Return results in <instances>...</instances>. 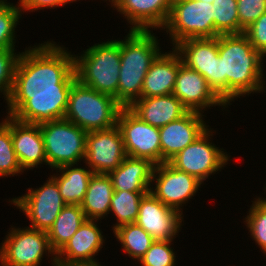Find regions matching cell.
<instances>
[{
    "label": "cell",
    "instance_id": "12",
    "mask_svg": "<svg viewBox=\"0 0 266 266\" xmlns=\"http://www.w3.org/2000/svg\"><path fill=\"white\" fill-rule=\"evenodd\" d=\"M127 156L118 126L87 133L85 164L95 174H109Z\"/></svg>",
    "mask_w": 266,
    "mask_h": 266
},
{
    "label": "cell",
    "instance_id": "25",
    "mask_svg": "<svg viewBox=\"0 0 266 266\" xmlns=\"http://www.w3.org/2000/svg\"><path fill=\"white\" fill-rule=\"evenodd\" d=\"M74 165H63L56 168L61 176H52L57 182L60 194L66 204L81 205L91 176L94 174L91 169L72 168Z\"/></svg>",
    "mask_w": 266,
    "mask_h": 266
},
{
    "label": "cell",
    "instance_id": "21",
    "mask_svg": "<svg viewBox=\"0 0 266 266\" xmlns=\"http://www.w3.org/2000/svg\"><path fill=\"white\" fill-rule=\"evenodd\" d=\"M161 53L147 71L143 80L141 97H157L173 93L179 67L183 64L180 55Z\"/></svg>",
    "mask_w": 266,
    "mask_h": 266
},
{
    "label": "cell",
    "instance_id": "13",
    "mask_svg": "<svg viewBox=\"0 0 266 266\" xmlns=\"http://www.w3.org/2000/svg\"><path fill=\"white\" fill-rule=\"evenodd\" d=\"M154 179L156 186L155 189L151 188L150 192L164 205L180 213H182L180 206L193 197L202 184L194 176L177 170L168 162L154 167L153 182Z\"/></svg>",
    "mask_w": 266,
    "mask_h": 266
},
{
    "label": "cell",
    "instance_id": "39",
    "mask_svg": "<svg viewBox=\"0 0 266 266\" xmlns=\"http://www.w3.org/2000/svg\"><path fill=\"white\" fill-rule=\"evenodd\" d=\"M57 266H101L99 263L95 261L91 262H76V263H68V264H57Z\"/></svg>",
    "mask_w": 266,
    "mask_h": 266
},
{
    "label": "cell",
    "instance_id": "5",
    "mask_svg": "<svg viewBox=\"0 0 266 266\" xmlns=\"http://www.w3.org/2000/svg\"><path fill=\"white\" fill-rule=\"evenodd\" d=\"M122 108L111 95L91 89L76 79L69 92L64 118L87 132L106 130L117 125Z\"/></svg>",
    "mask_w": 266,
    "mask_h": 266
},
{
    "label": "cell",
    "instance_id": "14",
    "mask_svg": "<svg viewBox=\"0 0 266 266\" xmlns=\"http://www.w3.org/2000/svg\"><path fill=\"white\" fill-rule=\"evenodd\" d=\"M182 219V213L164 205L149 191L141 198L135 223L155 240H173Z\"/></svg>",
    "mask_w": 266,
    "mask_h": 266
},
{
    "label": "cell",
    "instance_id": "33",
    "mask_svg": "<svg viewBox=\"0 0 266 266\" xmlns=\"http://www.w3.org/2000/svg\"><path fill=\"white\" fill-rule=\"evenodd\" d=\"M14 49H0V92H3L6 102L12 92L15 68L20 56V53H14Z\"/></svg>",
    "mask_w": 266,
    "mask_h": 266
},
{
    "label": "cell",
    "instance_id": "38",
    "mask_svg": "<svg viewBox=\"0 0 266 266\" xmlns=\"http://www.w3.org/2000/svg\"><path fill=\"white\" fill-rule=\"evenodd\" d=\"M212 89L223 100V76L221 68V57L219 56L213 59Z\"/></svg>",
    "mask_w": 266,
    "mask_h": 266
},
{
    "label": "cell",
    "instance_id": "16",
    "mask_svg": "<svg viewBox=\"0 0 266 266\" xmlns=\"http://www.w3.org/2000/svg\"><path fill=\"white\" fill-rule=\"evenodd\" d=\"M202 116L199 112L188 111L179 119L159 128L162 163L168 162L207 129Z\"/></svg>",
    "mask_w": 266,
    "mask_h": 266
},
{
    "label": "cell",
    "instance_id": "10",
    "mask_svg": "<svg viewBox=\"0 0 266 266\" xmlns=\"http://www.w3.org/2000/svg\"><path fill=\"white\" fill-rule=\"evenodd\" d=\"M55 254L45 231L12 228L0 247L2 266H39L43 253Z\"/></svg>",
    "mask_w": 266,
    "mask_h": 266
},
{
    "label": "cell",
    "instance_id": "6",
    "mask_svg": "<svg viewBox=\"0 0 266 266\" xmlns=\"http://www.w3.org/2000/svg\"><path fill=\"white\" fill-rule=\"evenodd\" d=\"M40 130L51 168L75 165L85 159L87 131L65 118L42 123Z\"/></svg>",
    "mask_w": 266,
    "mask_h": 266
},
{
    "label": "cell",
    "instance_id": "42",
    "mask_svg": "<svg viewBox=\"0 0 266 266\" xmlns=\"http://www.w3.org/2000/svg\"><path fill=\"white\" fill-rule=\"evenodd\" d=\"M66 3H69V2H74V1H77V0H64Z\"/></svg>",
    "mask_w": 266,
    "mask_h": 266
},
{
    "label": "cell",
    "instance_id": "40",
    "mask_svg": "<svg viewBox=\"0 0 266 266\" xmlns=\"http://www.w3.org/2000/svg\"><path fill=\"white\" fill-rule=\"evenodd\" d=\"M9 3L5 2V0H0V7H3Z\"/></svg>",
    "mask_w": 266,
    "mask_h": 266
},
{
    "label": "cell",
    "instance_id": "26",
    "mask_svg": "<svg viewBox=\"0 0 266 266\" xmlns=\"http://www.w3.org/2000/svg\"><path fill=\"white\" fill-rule=\"evenodd\" d=\"M81 205L66 204L47 231L49 243L55 255L65 246L86 220Z\"/></svg>",
    "mask_w": 266,
    "mask_h": 266
},
{
    "label": "cell",
    "instance_id": "43",
    "mask_svg": "<svg viewBox=\"0 0 266 266\" xmlns=\"http://www.w3.org/2000/svg\"><path fill=\"white\" fill-rule=\"evenodd\" d=\"M4 123H5V120H4L2 123H0V127H1L2 125H4Z\"/></svg>",
    "mask_w": 266,
    "mask_h": 266
},
{
    "label": "cell",
    "instance_id": "2",
    "mask_svg": "<svg viewBox=\"0 0 266 266\" xmlns=\"http://www.w3.org/2000/svg\"><path fill=\"white\" fill-rule=\"evenodd\" d=\"M218 53L223 76V101L226 104L229 105L236 97L265 89L264 57L254 49L244 33L219 35Z\"/></svg>",
    "mask_w": 266,
    "mask_h": 266
},
{
    "label": "cell",
    "instance_id": "8",
    "mask_svg": "<svg viewBox=\"0 0 266 266\" xmlns=\"http://www.w3.org/2000/svg\"><path fill=\"white\" fill-rule=\"evenodd\" d=\"M117 126L121 132L127 156L147 159L155 166L162 163L158 127L142 121L128 107L121 109Z\"/></svg>",
    "mask_w": 266,
    "mask_h": 266
},
{
    "label": "cell",
    "instance_id": "20",
    "mask_svg": "<svg viewBox=\"0 0 266 266\" xmlns=\"http://www.w3.org/2000/svg\"><path fill=\"white\" fill-rule=\"evenodd\" d=\"M128 108L142 121L158 128L179 119L189 111L173 94L141 97Z\"/></svg>",
    "mask_w": 266,
    "mask_h": 266
},
{
    "label": "cell",
    "instance_id": "35",
    "mask_svg": "<svg viewBox=\"0 0 266 266\" xmlns=\"http://www.w3.org/2000/svg\"><path fill=\"white\" fill-rule=\"evenodd\" d=\"M240 33L266 12V0H237Z\"/></svg>",
    "mask_w": 266,
    "mask_h": 266
},
{
    "label": "cell",
    "instance_id": "15",
    "mask_svg": "<svg viewBox=\"0 0 266 266\" xmlns=\"http://www.w3.org/2000/svg\"><path fill=\"white\" fill-rule=\"evenodd\" d=\"M172 94L189 111L200 113L206 107L213 105L226 107L227 105L199 72L188 68L184 64L179 67Z\"/></svg>",
    "mask_w": 266,
    "mask_h": 266
},
{
    "label": "cell",
    "instance_id": "27",
    "mask_svg": "<svg viewBox=\"0 0 266 266\" xmlns=\"http://www.w3.org/2000/svg\"><path fill=\"white\" fill-rule=\"evenodd\" d=\"M113 232L118 241L121 242L123 251L132 259H137L138 261L155 241L151 235L136 223L124 224Z\"/></svg>",
    "mask_w": 266,
    "mask_h": 266
},
{
    "label": "cell",
    "instance_id": "17",
    "mask_svg": "<svg viewBox=\"0 0 266 266\" xmlns=\"http://www.w3.org/2000/svg\"><path fill=\"white\" fill-rule=\"evenodd\" d=\"M112 5L133 25L131 30L163 28L173 0H111Z\"/></svg>",
    "mask_w": 266,
    "mask_h": 266
},
{
    "label": "cell",
    "instance_id": "22",
    "mask_svg": "<svg viewBox=\"0 0 266 266\" xmlns=\"http://www.w3.org/2000/svg\"><path fill=\"white\" fill-rule=\"evenodd\" d=\"M173 48L180 55L182 63L199 72L212 88L213 59L219 56L218 37L186 39Z\"/></svg>",
    "mask_w": 266,
    "mask_h": 266
},
{
    "label": "cell",
    "instance_id": "36",
    "mask_svg": "<svg viewBox=\"0 0 266 266\" xmlns=\"http://www.w3.org/2000/svg\"><path fill=\"white\" fill-rule=\"evenodd\" d=\"M248 40L263 57L266 56V12L244 30Z\"/></svg>",
    "mask_w": 266,
    "mask_h": 266
},
{
    "label": "cell",
    "instance_id": "24",
    "mask_svg": "<svg viewBox=\"0 0 266 266\" xmlns=\"http://www.w3.org/2000/svg\"><path fill=\"white\" fill-rule=\"evenodd\" d=\"M113 184L108 174H93L81 208L87 219L98 220L110 213Z\"/></svg>",
    "mask_w": 266,
    "mask_h": 266
},
{
    "label": "cell",
    "instance_id": "32",
    "mask_svg": "<svg viewBox=\"0 0 266 266\" xmlns=\"http://www.w3.org/2000/svg\"><path fill=\"white\" fill-rule=\"evenodd\" d=\"M21 13L19 5L13 3L0 7V49L14 48V32Z\"/></svg>",
    "mask_w": 266,
    "mask_h": 266
},
{
    "label": "cell",
    "instance_id": "19",
    "mask_svg": "<svg viewBox=\"0 0 266 266\" xmlns=\"http://www.w3.org/2000/svg\"><path fill=\"white\" fill-rule=\"evenodd\" d=\"M11 137L22 170L33 169L43 162L48 164L40 125L23 123L11 116Z\"/></svg>",
    "mask_w": 266,
    "mask_h": 266
},
{
    "label": "cell",
    "instance_id": "23",
    "mask_svg": "<svg viewBox=\"0 0 266 266\" xmlns=\"http://www.w3.org/2000/svg\"><path fill=\"white\" fill-rule=\"evenodd\" d=\"M154 167L147 159L126 156L108 175L114 191L149 192Z\"/></svg>",
    "mask_w": 266,
    "mask_h": 266
},
{
    "label": "cell",
    "instance_id": "37",
    "mask_svg": "<svg viewBox=\"0 0 266 266\" xmlns=\"http://www.w3.org/2000/svg\"><path fill=\"white\" fill-rule=\"evenodd\" d=\"M64 0H19V7L23 10L32 11L42 8H55L65 5Z\"/></svg>",
    "mask_w": 266,
    "mask_h": 266
},
{
    "label": "cell",
    "instance_id": "30",
    "mask_svg": "<svg viewBox=\"0 0 266 266\" xmlns=\"http://www.w3.org/2000/svg\"><path fill=\"white\" fill-rule=\"evenodd\" d=\"M23 172L15 151L11 137V116H7L4 125L0 127V176H14Z\"/></svg>",
    "mask_w": 266,
    "mask_h": 266
},
{
    "label": "cell",
    "instance_id": "28",
    "mask_svg": "<svg viewBox=\"0 0 266 266\" xmlns=\"http://www.w3.org/2000/svg\"><path fill=\"white\" fill-rule=\"evenodd\" d=\"M148 192L114 191L110 211L117 218L113 231L124 224L135 223L138 217L141 198Z\"/></svg>",
    "mask_w": 266,
    "mask_h": 266
},
{
    "label": "cell",
    "instance_id": "3",
    "mask_svg": "<svg viewBox=\"0 0 266 266\" xmlns=\"http://www.w3.org/2000/svg\"><path fill=\"white\" fill-rule=\"evenodd\" d=\"M158 41L151 30H130L120 41V74L117 102L129 107L141 98L143 80L155 59L161 54Z\"/></svg>",
    "mask_w": 266,
    "mask_h": 266
},
{
    "label": "cell",
    "instance_id": "41",
    "mask_svg": "<svg viewBox=\"0 0 266 266\" xmlns=\"http://www.w3.org/2000/svg\"><path fill=\"white\" fill-rule=\"evenodd\" d=\"M200 1L208 2V3H213V0H200Z\"/></svg>",
    "mask_w": 266,
    "mask_h": 266
},
{
    "label": "cell",
    "instance_id": "4",
    "mask_svg": "<svg viewBox=\"0 0 266 266\" xmlns=\"http://www.w3.org/2000/svg\"><path fill=\"white\" fill-rule=\"evenodd\" d=\"M81 56L74 55L76 79L117 101L120 74V40H110L89 47Z\"/></svg>",
    "mask_w": 266,
    "mask_h": 266
},
{
    "label": "cell",
    "instance_id": "34",
    "mask_svg": "<svg viewBox=\"0 0 266 266\" xmlns=\"http://www.w3.org/2000/svg\"><path fill=\"white\" fill-rule=\"evenodd\" d=\"M172 240H155L150 249L139 260L142 266H174L175 254Z\"/></svg>",
    "mask_w": 266,
    "mask_h": 266
},
{
    "label": "cell",
    "instance_id": "29",
    "mask_svg": "<svg viewBox=\"0 0 266 266\" xmlns=\"http://www.w3.org/2000/svg\"><path fill=\"white\" fill-rule=\"evenodd\" d=\"M213 24L220 34H240L237 0H213Z\"/></svg>",
    "mask_w": 266,
    "mask_h": 266
},
{
    "label": "cell",
    "instance_id": "1",
    "mask_svg": "<svg viewBox=\"0 0 266 266\" xmlns=\"http://www.w3.org/2000/svg\"><path fill=\"white\" fill-rule=\"evenodd\" d=\"M20 53L8 104V116L40 125L64 119L76 80L74 56L50 41ZM73 56V57H72Z\"/></svg>",
    "mask_w": 266,
    "mask_h": 266
},
{
    "label": "cell",
    "instance_id": "18",
    "mask_svg": "<svg viewBox=\"0 0 266 266\" xmlns=\"http://www.w3.org/2000/svg\"><path fill=\"white\" fill-rule=\"evenodd\" d=\"M104 243L96 221L86 219L65 246L53 258V266L76 262H91ZM64 256V257H62Z\"/></svg>",
    "mask_w": 266,
    "mask_h": 266
},
{
    "label": "cell",
    "instance_id": "7",
    "mask_svg": "<svg viewBox=\"0 0 266 266\" xmlns=\"http://www.w3.org/2000/svg\"><path fill=\"white\" fill-rule=\"evenodd\" d=\"M212 3L200 0H173L168 20L163 27L173 46L191 38H214L220 34L213 24Z\"/></svg>",
    "mask_w": 266,
    "mask_h": 266
},
{
    "label": "cell",
    "instance_id": "31",
    "mask_svg": "<svg viewBox=\"0 0 266 266\" xmlns=\"http://www.w3.org/2000/svg\"><path fill=\"white\" fill-rule=\"evenodd\" d=\"M245 218L252 238L266 254V200L256 199Z\"/></svg>",
    "mask_w": 266,
    "mask_h": 266
},
{
    "label": "cell",
    "instance_id": "11",
    "mask_svg": "<svg viewBox=\"0 0 266 266\" xmlns=\"http://www.w3.org/2000/svg\"><path fill=\"white\" fill-rule=\"evenodd\" d=\"M43 186L22 197L12 199V203L22 210L31 221V228L47 232L57 216L66 206L60 194L57 182L51 177Z\"/></svg>",
    "mask_w": 266,
    "mask_h": 266
},
{
    "label": "cell",
    "instance_id": "9",
    "mask_svg": "<svg viewBox=\"0 0 266 266\" xmlns=\"http://www.w3.org/2000/svg\"><path fill=\"white\" fill-rule=\"evenodd\" d=\"M212 133L208 128L191 144L181 150L168 163L179 171L204 182L210 174L219 171L229 160L227 154L210 143Z\"/></svg>",
    "mask_w": 266,
    "mask_h": 266
}]
</instances>
